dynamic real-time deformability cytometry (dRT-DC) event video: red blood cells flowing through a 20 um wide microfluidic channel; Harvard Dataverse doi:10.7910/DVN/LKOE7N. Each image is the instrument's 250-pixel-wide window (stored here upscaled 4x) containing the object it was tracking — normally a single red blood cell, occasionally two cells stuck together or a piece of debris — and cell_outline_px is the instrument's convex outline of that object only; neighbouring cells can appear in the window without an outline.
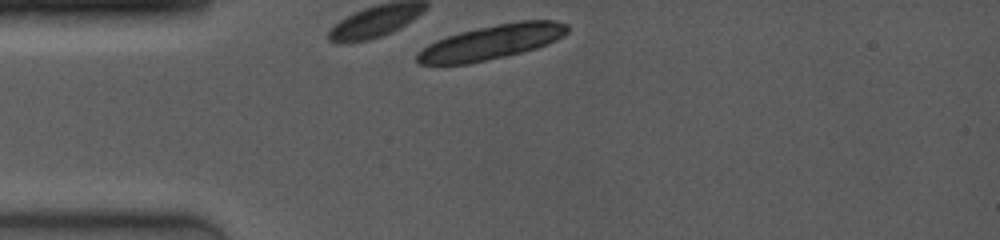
{"species": "common noctule bat (a hibernating species)", "species_latin": "Nyctalus noctula", "temperature_condition": "room temperature", "stored_images_in_passage": 1, "camera_frame_rate_fps": 4000, "um_per_image_px": 0.085, "animal": {"sex": "female", "body_mass_g": 19.0, "forearm_length_mm": 53.3}, "frame": {"image": 1, "passage_image": 1, "time_ms": 0.0, "image_size_px": [1000, 240], "cell_outline_px": [[568, 32], [564, 36], [548, 44], [536, 48], [504, 56], [468, 64], [420, 64], [416, 60], [416, 56], [428, 44], [436, 40], [460, 32], [496, 24], [520, 20], [552, 20], [568, 24]], "centroid_in_image_um": [41.82, 3.57], "position_along_channel_um": 43.2, "area_um2": 29.94}}